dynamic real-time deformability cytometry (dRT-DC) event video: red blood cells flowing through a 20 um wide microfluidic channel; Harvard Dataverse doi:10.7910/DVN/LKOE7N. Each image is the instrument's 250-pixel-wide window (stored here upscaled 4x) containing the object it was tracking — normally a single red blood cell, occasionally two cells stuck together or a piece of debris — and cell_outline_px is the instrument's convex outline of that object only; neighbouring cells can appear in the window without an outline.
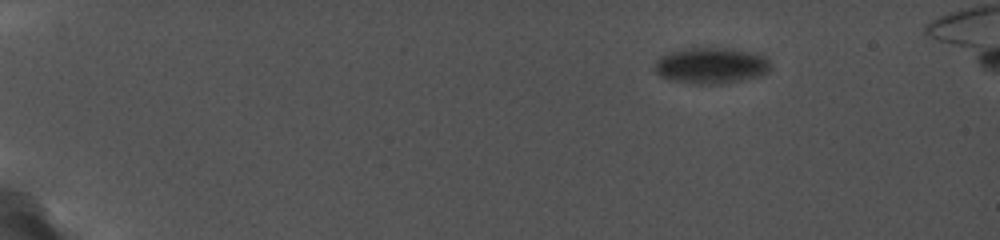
{"species": "common noctule bat (a hibernating species)", "species_latin": "Nyctalus noctula", "temperature_condition": "cold", "stored_images_in_passage": 44, "camera_frame_rate_fps": 5000, "um_per_image_px": 0.085, "animal": {"sex": "female", "body_mass_g": 19.0, "forearm_length_mm": 56.7}, "frame": {"image": 1, "passage_image": 1, "time_ms": 0.0, "image_size_px": [1000, 240], "cell_outline_px": [[772, 68], [764, 76], [748, 80], [728, 84], [692, 84], [668, 80], [660, 76], [656, 72], [652, 64], [660, 56], [668, 52], [688, 48], [732, 48], [752, 52], [764, 56], [768, 60]], "centroid_in_image_um": [60.46, 5.6], "position_along_channel_um": 24.5, "area_um2": 25.2}}
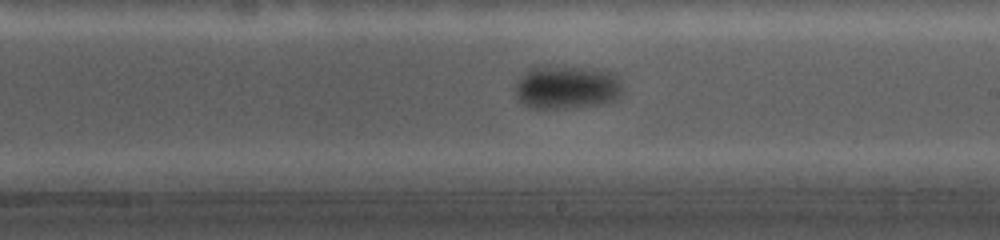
{"frame": {"image": 2, "passage_image": 30, "time_ms": 9.8, "image_size_px": [1000, 240], "cell_outline_px": [[620, 92], [616, 100], [600, 104], [564, 108], [532, 108], [524, 104], [520, 100], [516, 92], [516, 88], [520, 80], [532, 68], [540, 64], [548, 64], [612, 72], [620, 88]], "centroid_in_image_um": [48.14, 7.41], "position_along_channel_um": 240.9, "area_um2": 26.53}}
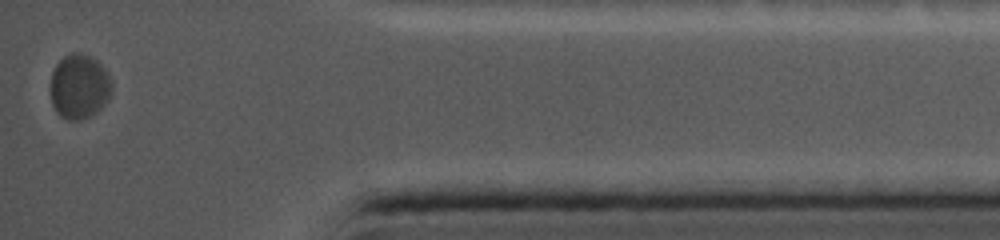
{"frame": {"image": 3, "passage_image": 44, "time_ms": 15.6, "image_size_px": [1000, 240], "cell_outline_px": [[112, 92], [100, 108], [96, 112], [80, 120], [68, 120], [60, 116], [56, 112], [52, 104], [48, 88], [52, 72], [56, 64], [64, 56], [72, 52], [80, 52], [92, 56], [108, 72], [112, 80]], "centroid_in_image_um": [6.71, 7.33], "position_along_channel_um": 428.5, "area_um2": 23.52}, "authors_computed_cell_mechanics": {"area_um2": 24.9985, "velocity_mm_per_s": 3.5268, "shape_relaxation_time_tau1_ms": 1.4593, "shape_relaxation_time_tau2_ms": null, "deformation_change_tau1": 0.0366, "deformation_change_tau2": null}}